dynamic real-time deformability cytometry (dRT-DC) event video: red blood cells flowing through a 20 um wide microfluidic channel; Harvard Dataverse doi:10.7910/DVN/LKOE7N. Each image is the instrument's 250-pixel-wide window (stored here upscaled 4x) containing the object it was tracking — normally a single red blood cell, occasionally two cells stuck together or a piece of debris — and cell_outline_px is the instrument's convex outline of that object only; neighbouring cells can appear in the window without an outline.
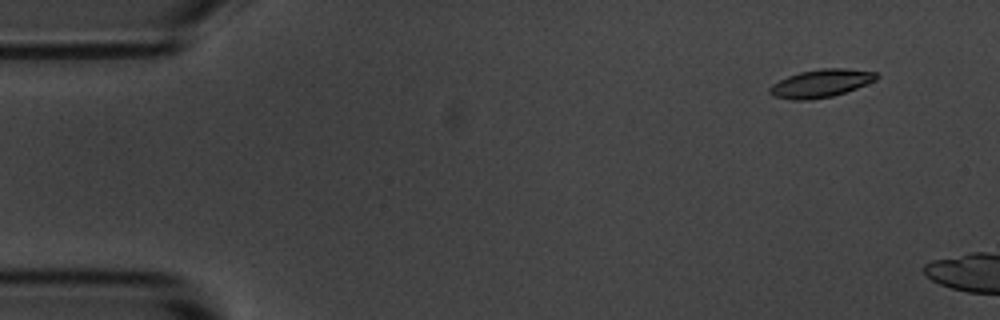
{"species": "common noctule bat (a hibernating species)", "species_latin": "Nyctalus noctula", "temperature_condition": "room temperature", "stored_images_in_passage": 4, "camera_frame_rate_fps": 3000, "um_per_image_px": 0.085, "animal": {"sex": "male", "body_mass_g": 20.1, "forearm_length_mm": 53.5}, "frame": {"image": 1, "passage_image": 2, "time_ms": 1.333, "image_size_px": [1000, 320], "cell_outline_px": [[880, 76], [876, 80], [856, 88], [832, 96], [808, 100], [792, 100], [772, 96], [768, 92], [768, 88], [772, 84], [788, 76], [800, 72], [820, 68], [844, 68], [876, 72]], "centroid_in_image_um": [69.75, 7.08], "position_along_channel_um": 15.2, "area_um2": 17.4}}